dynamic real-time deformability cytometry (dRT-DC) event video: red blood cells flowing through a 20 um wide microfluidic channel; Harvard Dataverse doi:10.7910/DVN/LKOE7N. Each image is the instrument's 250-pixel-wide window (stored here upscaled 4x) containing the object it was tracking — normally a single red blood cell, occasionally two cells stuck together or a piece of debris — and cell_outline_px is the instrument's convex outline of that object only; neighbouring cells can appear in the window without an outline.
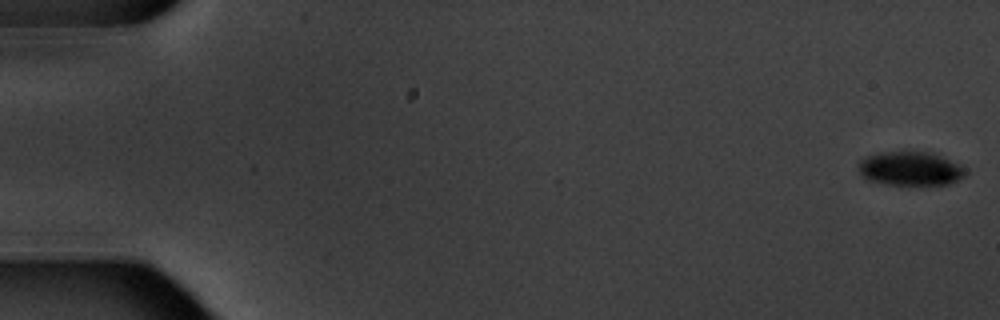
{"species": "common noctule bat (a hibernating species)", "species_latin": "Nyctalus noctula", "temperature_condition": "warm", "stored_images_in_passage": 4, "camera_frame_rate_fps": 3000, "um_per_image_px": 0.085, "animal": {"sex": "male", "body_mass_g": 20.1, "forearm_length_mm": 53.5}, "frame": {"image": 1, "passage_image": 1, "time_ms": 0.0, "image_size_px": [1000, 320], "cell_outline_px": [[968, 172], [964, 176], [948, 184], [888, 184], [868, 180], [860, 172], [860, 164], [868, 156], [880, 152], [932, 152], [960, 164]], "centroid_in_image_um": [77.44, 14.32], "position_along_channel_um": 7.6, "area_um2": 20.69}}